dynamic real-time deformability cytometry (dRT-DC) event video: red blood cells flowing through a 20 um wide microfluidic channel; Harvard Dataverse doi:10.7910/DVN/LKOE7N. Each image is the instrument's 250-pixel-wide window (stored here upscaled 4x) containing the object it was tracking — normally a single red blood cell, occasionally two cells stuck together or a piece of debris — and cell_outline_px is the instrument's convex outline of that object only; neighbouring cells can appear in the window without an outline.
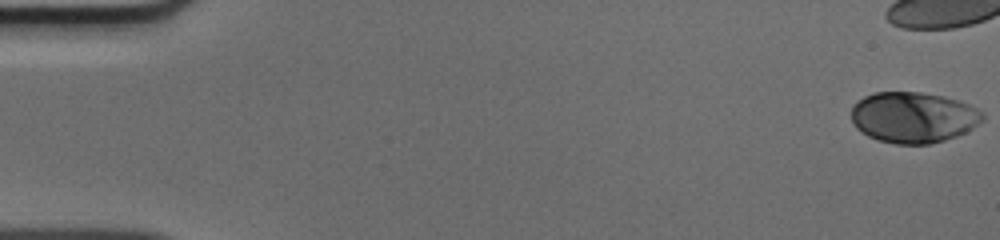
{"species": "human", "species_latin": "Homo sapiens", "temperature_condition": "cold", "stored_images_in_passage": 40, "camera_frame_rate_fps": 3000, "um_per_image_px": 0.085, "donor": {"sex": "male"}, "frame": {"image": 1, "passage_image": 1, "time_ms": 0.0, "image_size_px": [1000, 240], "cell_outline_px": [[984, 120], [972, 128], [956, 136], [944, 140], [928, 144], [896, 144], [876, 140], [868, 136], [856, 128], [852, 120], [852, 108], [864, 96], [876, 92], [920, 92], [944, 96], [960, 100], [984, 112]], "centroid_in_image_um": [77.65, 9.97], "position_along_channel_um": 7.3, "area_um2": 38.96}}